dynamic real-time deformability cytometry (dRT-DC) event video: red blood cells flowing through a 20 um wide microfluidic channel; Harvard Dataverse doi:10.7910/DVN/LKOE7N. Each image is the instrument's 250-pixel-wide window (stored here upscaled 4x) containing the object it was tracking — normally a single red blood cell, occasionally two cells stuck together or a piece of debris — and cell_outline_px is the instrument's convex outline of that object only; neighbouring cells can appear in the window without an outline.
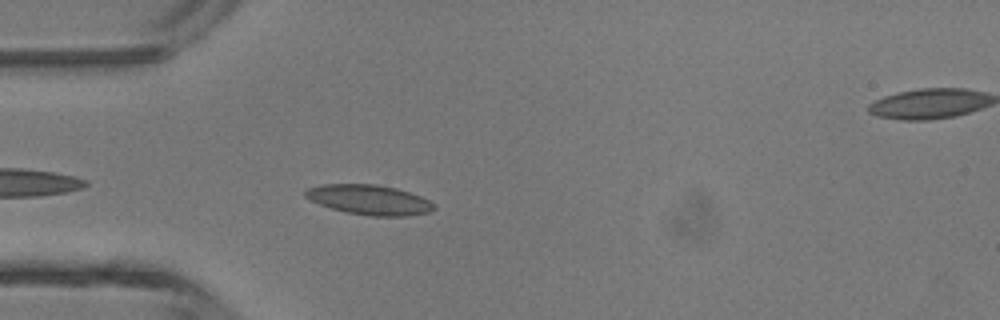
{"species": "common noctule bat (a hibernating species)", "species_latin": "Nyctalus noctula", "temperature_condition": "room temperature", "stored_images_in_passage": 27, "camera_frame_rate_fps": 3000, "um_per_image_px": 0.085, "animal": {"sex": "male", "body_mass_g": 13.3}, "frame": {"image": 1, "passage_image": 3, "time_ms": 0.667, "image_size_px": [1000, 320], "cell_outline_px": [[436, 208], [432, 212], [408, 216], [372, 216], [344, 212], [320, 204], [304, 196], [304, 188], [324, 184], [376, 184], [396, 188], [420, 196], [436, 204]], "centroid_in_image_um": [31.41, 16.98], "position_along_channel_um": 53.6, "area_um2": 22.54}}
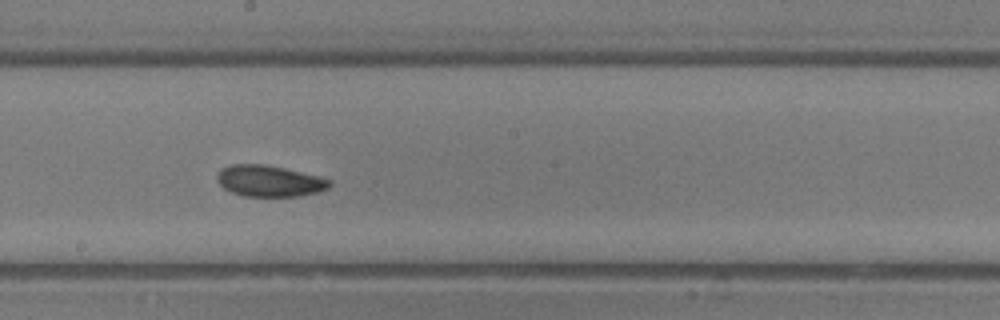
{"frame": {"image": 2, "passage_image": 15, "time_ms": 4.667, "image_size_px": [1000, 320], "cell_outline_px": [[332, 184], [328, 188], [316, 192], [300, 196], [244, 196], [232, 192], [224, 188], [216, 180], [216, 176], [224, 168], [232, 164], [264, 164], [284, 168], [332, 180]], "centroid_in_image_um": [22.89, 15.39], "position_along_channel_um": 225.3, "area_um2": 20.23}}
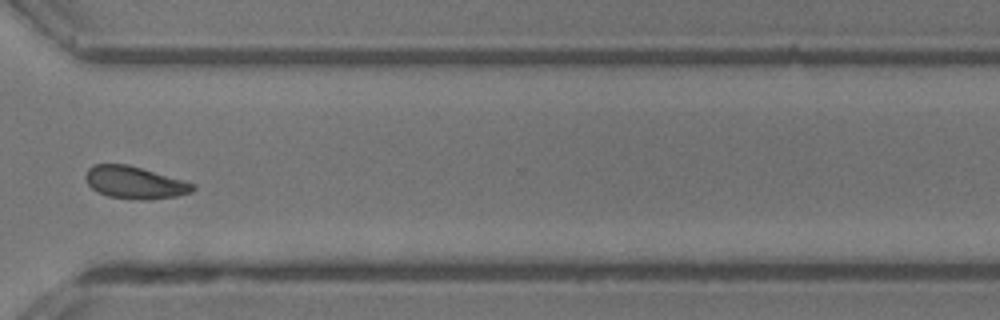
{"frame": {"image": 3, "passage_image": 24, "time_ms": 7.667, "image_size_px": [1000, 320], "cell_outline_px": [[196, 188], [192, 192], [176, 196], [144, 200], [136, 200], [108, 196], [96, 192], [88, 184], [84, 176], [88, 168], [92, 164], [128, 164], [196, 184]], "centroid_in_image_um": [11.43, 15.52], "position_along_channel_um": 359.2, "area_um2": 20.29}, "authors_computed_cell_mechanics": {"area_um2": 20.2878, "velocity_mm_per_s": 4.4703, "shape_relaxation_time_tau1_ms": 3.376, "shape_relaxation_time_tau2_ms": 2.5803, "deformation_change_tau1": 0.0798, "deformation_change_tau2": 0.0686}}